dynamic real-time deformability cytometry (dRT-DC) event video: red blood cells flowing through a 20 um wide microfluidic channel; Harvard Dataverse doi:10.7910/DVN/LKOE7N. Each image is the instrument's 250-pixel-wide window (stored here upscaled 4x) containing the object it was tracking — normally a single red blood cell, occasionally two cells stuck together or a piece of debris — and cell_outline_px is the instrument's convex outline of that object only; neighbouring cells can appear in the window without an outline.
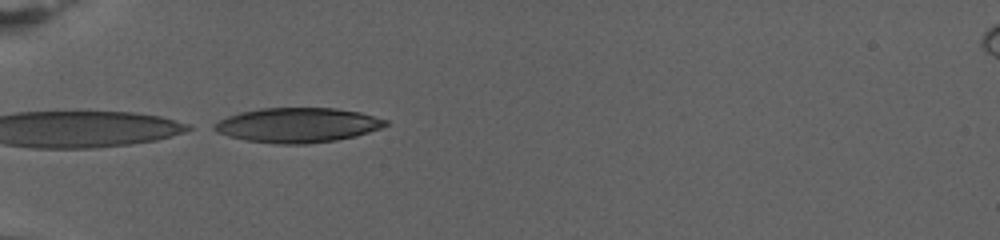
{"species": "human", "species_latin": "Homo sapiens", "temperature_condition": "warm", "stored_images_in_passage": 4, "camera_frame_rate_fps": 3000, "um_per_image_px": 0.085, "donor": {"sex": "female"}, "frame": {"image": 1, "passage_image": 1, "time_ms": 0.0, "image_size_px": [1000, 240], "cell_outline_px": [[388, 124], [380, 128], [356, 136], [336, 140], [304, 144], [276, 144], [244, 140], [228, 136], [216, 132], [208, 128], [212, 124], [228, 116], [240, 112], [260, 108], [336, 108], [360, 112], [388, 120]], "centroid_in_image_um": [25.24, 10.63], "position_along_channel_um": 59.8, "area_um2": 34.85}}